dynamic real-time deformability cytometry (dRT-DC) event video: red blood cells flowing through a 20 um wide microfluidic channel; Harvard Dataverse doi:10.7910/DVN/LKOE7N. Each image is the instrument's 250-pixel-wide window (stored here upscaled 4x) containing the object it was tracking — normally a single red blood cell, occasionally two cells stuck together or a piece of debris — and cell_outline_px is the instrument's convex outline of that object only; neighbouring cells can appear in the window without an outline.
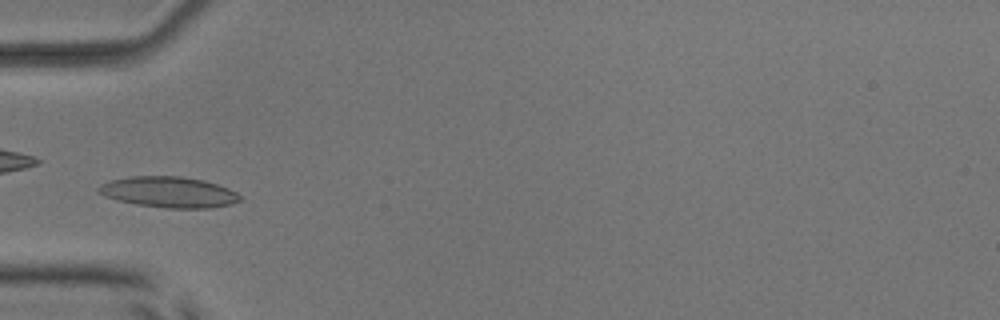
{"species": "common noctule bat (a hibernating species)", "species_latin": "Nyctalus noctula", "temperature_condition": "room temperature", "stored_images_in_passage": 7, "camera_frame_rate_fps": 3000, "um_per_image_px": 0.085, "animal": {"sex": "male", "body_mass_g": 17.9, "forearm_length_mm": 54.2}, "frame": {"image": 1, "passage_image": 6, "time_ms": 6.0, "image_size_px": [1000, 320], "cell_outline_px": [[244, 196], [240, 200], [232, 204], [208, 208], [168, 208], [136, 204], [116, 200], [104, 196], [96, 192], [96, 188], [100, 184], [112, 180], [132, 176], [180, 176], [204, 180], [228, 188]], "centroid_in_image_um": [14.34, 16.33], "position_along_channel_um": 70.7, "area_um2": 25.55}}
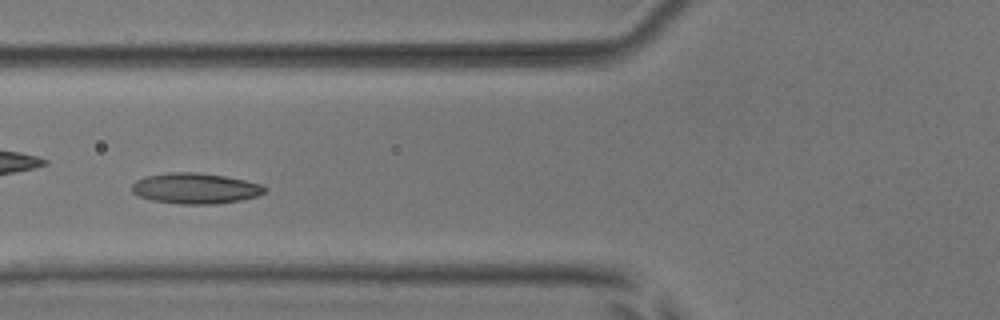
{"frame": {"image": 2, "passage_image": 7, "time_ms": 7.0, "image_size_px": [1000, 320], "cell_outline_px": [[268, 188], [264, 192], [256, 196], [240, 200], [216, 204], [180, 204], [152, 200], [140, 196], [132, 192], [132, 184], [136, 180], [144, 176], [176, 172], [196, 172], [224, 176], [244, 180], [260, 184]], "centroid_in_image_um": [16.59, 16.01], "position_along_channel_um": 109.2, "area_um2": 23.58}}